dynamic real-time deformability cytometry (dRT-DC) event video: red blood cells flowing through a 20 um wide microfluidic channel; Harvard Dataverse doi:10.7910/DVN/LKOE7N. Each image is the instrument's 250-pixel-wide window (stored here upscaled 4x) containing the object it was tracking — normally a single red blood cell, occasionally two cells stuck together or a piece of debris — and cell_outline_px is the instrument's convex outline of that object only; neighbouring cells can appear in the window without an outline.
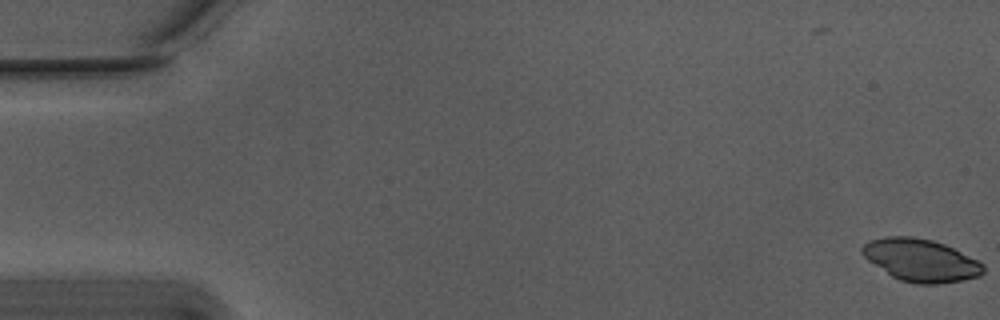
{"species": "Egyptian fruit bat (a non-hibernating species)", "species_latin": "Rousettus aegyptiacus", "temperature_condition": "warm", "stored_images_in_passage": 3, "camera_frame_rate_fps": 3000, "um_per_image_px": 0.085, "animal": {"sex": "male"}, "frame": {"image": 1, "passage_image": 3, "time_ms": 0.667, "image_size_px": [1000, 320], "cell_outline_px": [[984, 272], [980, 276], [940, 284], [916, 284], [900, 280], [892, 276], [868, 260], [860, 252], [860, 248], [868, 240], [884, 236], [912, 236], [932, 240], [944, 244], [984, 264]], "centroid_in_image_um": [78.23, 22.11], "position_along_channel_um": 6.8, "area_um2": 29.88}}